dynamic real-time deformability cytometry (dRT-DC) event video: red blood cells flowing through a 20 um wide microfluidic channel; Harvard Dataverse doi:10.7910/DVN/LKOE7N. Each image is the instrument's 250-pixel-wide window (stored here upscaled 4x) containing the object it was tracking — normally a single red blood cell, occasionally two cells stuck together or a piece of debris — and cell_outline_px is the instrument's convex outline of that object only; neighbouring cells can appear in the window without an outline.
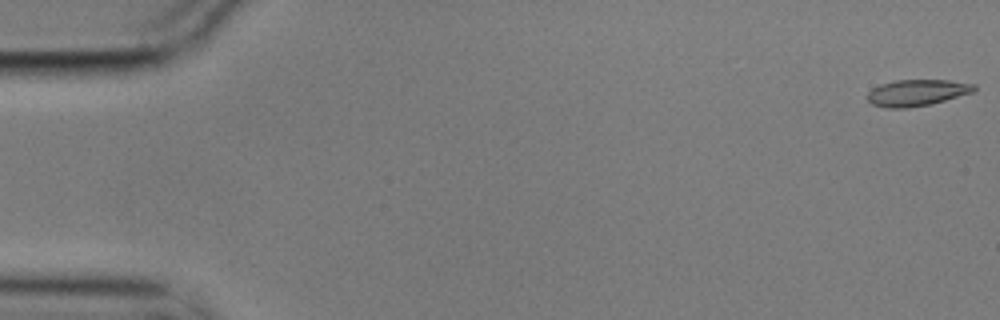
{"species": "common noctule bat (a hibernating species)", "species_latin": "Nyctalus noctula", "temperature_condition": "cold", "stored_images_in_passage": 8, "camera_frame_rate_fps": 3000, "um_per_image_px": 0.085, "animal": {"sex": "male", "body_mass_g": 17.9}, "frame": {"image": 1, "passage_image": 1, "time_ms": 0.0, "image_size_px": [1000, 320], "cell_outline_px": [[976, 92], [932, 104], [908, 108], [884, 108], [872, 104], [868, 100], [868, 92], [872, 88], [880, 84], [896, 80], [948, 80], [976, 84]], "centroid_in_image_um": [77.97, 7.88], "position_along_channel_um": 7.0, "area_um2": 16.7}}
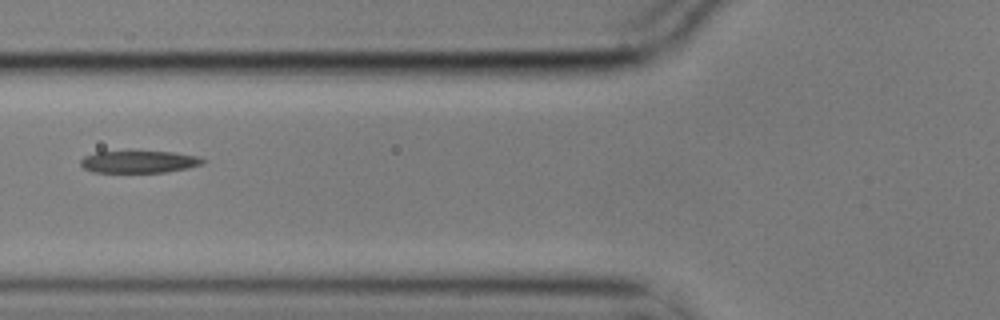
{"frame": {"image": 2, "passage_image": 7, "time_ms": 2.0, "image_size_px": [1000, 320], "cell_outline_px": [[204, 164], [188, 168], [164, 172], [92, 172], [84, 168], [80, 164], [80, 160], [84, 156], [96, 152], [172, 152], [200, 156], [204, 160]], "centroid_in_image_um": [11.83, 13.76], "position_along_channel_um": 114.0, "area_um2": 15.66}}
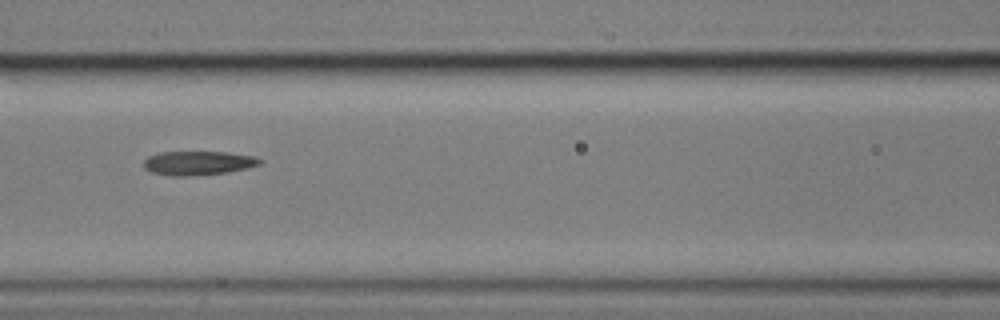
{"frame": {"image": 3, "passage_image": 8, "time_ms": 2.333, "image_size_px": [1000, 320], "cell_outline_px": [[264, 160], [260, 164], [248, 168], [228, 172], [188, 176], [168, 176], [152, 172], [144, 168], [144, 160], [148, 156], [160, 152], [228, 152], [256, 156]], "centroid_in_image_um": [16.87, 13.85], "position_along_channel_um": 149.7, "area_um2": 16.42}}